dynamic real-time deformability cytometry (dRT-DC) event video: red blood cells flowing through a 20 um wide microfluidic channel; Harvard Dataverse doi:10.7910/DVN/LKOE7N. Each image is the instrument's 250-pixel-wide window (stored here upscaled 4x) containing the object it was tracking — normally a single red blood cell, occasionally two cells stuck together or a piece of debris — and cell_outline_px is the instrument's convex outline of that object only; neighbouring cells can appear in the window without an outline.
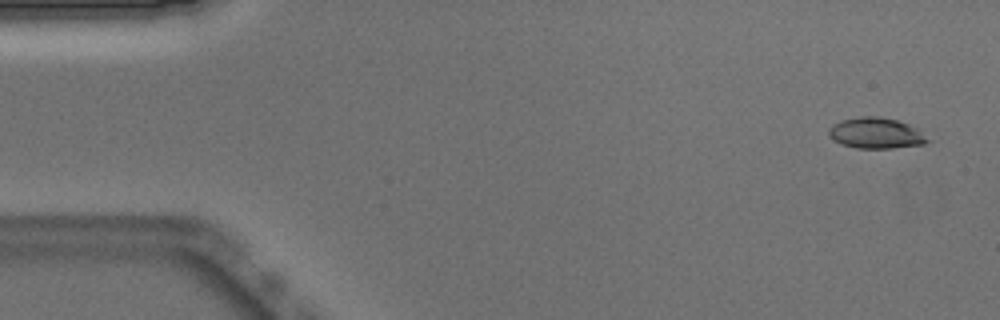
{"species": "Egyptian fruit bat (a non-hibernating species)", "species_latin": "Rousettus aegyptiacus", "temperature_condition": "warm", "stored_images_in_passage": 52, "camera_frame_rate_fps": 3000, "um_per_image_px": 0.085, "animal": {"sex": "male"}, "frame": {"image": 1, "passage_image": 3, "time_ms": 0.667, "image_size_px": [1000, 320], "cell_outline_px": [[932, 140], [924, 144], [892, 148], [856, 148], [840, 144], [828, 136], [828, 128], [832, 124], [840, 120], [860, 116], [876, 116], [896, 120], [908, 124], [916, 128]], "centroid_in_image_um": [74.43, 11.32], "position_along_channel_um": 10.6, "area_um2": 17.92}}
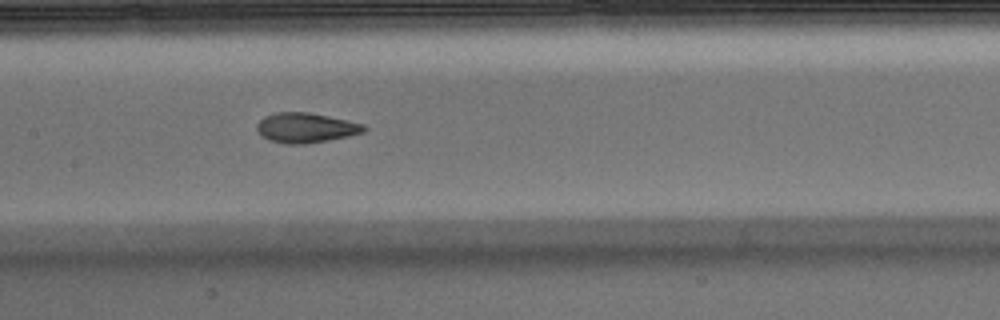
{"frame": {"image": 2, "passage_image": 25, "time_ms": 8.0, "image_size_px": [1000, 320], "cell_outline_px": [[368, 128], [364, 132], [348, 136], [328, 140], [304, 144], [284, 144], [268, 140], [256, 128], [256, 124], [264, 116], [276, 112], [308, 112], [328, 116], [364, 124]], "centroid_in_image_um": [25.99, 10.86], "position_along_channel_um": 181.4, "area_um2": 18.61}}
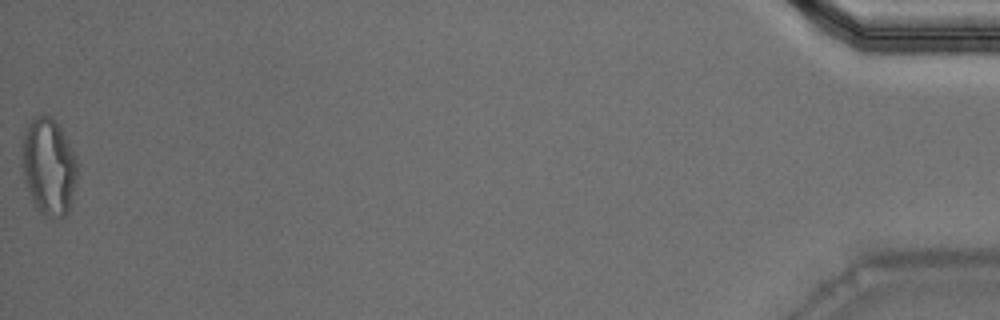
{"frame": {"image": 3, "passage_image": 52, "time_ms": 17.0, "image_size_px": [1000, 320], "cell_outline_px": [[76, 180], [68, 212], [64, 216], [52, 220], [44, 216], [40, 212], [32, 200], [24, 180], [20, 164], [24, 128], [32, 116], [40, 112], [44, 112], [52, 116], [56, 120], [72, 148], [76, 160]], "centroid_in_image_um": [4.09, 14.1], "position_along_channel_um": 431.1, "area_um2": 32.02}, "authors_computed_cell_mechanics": {"area_um2": 18.6116, "velocity_mm_per_s": 3.9066, "shape_relaxation_time_tau1_ms": 6.3295, "shape_relaxation_time_tau2_ms": 1.2302, "deformation_change_tau1": 0.1996, "deformation_change_tau2": 0.0717}}